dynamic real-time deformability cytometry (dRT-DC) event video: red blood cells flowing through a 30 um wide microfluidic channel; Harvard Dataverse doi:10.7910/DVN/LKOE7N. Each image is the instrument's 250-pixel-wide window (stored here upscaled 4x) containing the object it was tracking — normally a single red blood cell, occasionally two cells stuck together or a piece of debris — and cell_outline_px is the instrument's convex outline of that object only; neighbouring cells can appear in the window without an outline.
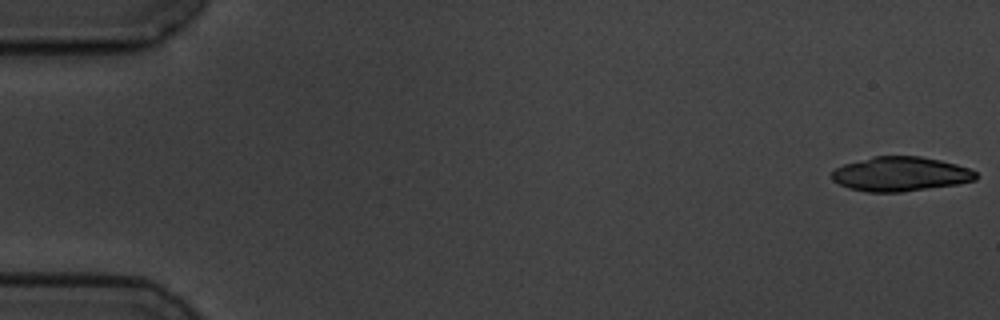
{"species": "common noctule bat (a hibernating species)", "species_latin": "Nyctalus noctula", "temperature_condition": "cold", "stored_images_in_passage": 5, "camera_frame_rate_fps": 3000, "um_per_image_px": 0.085, "animal": {"sex": "male", "body_mass_g": 19.5, "forearm_length_mm": 54.6}, "frame": {"image": 1, "passage_image": 1, "time_ms": 0.0, "image_size_px": [1000, 320], "cell_outline_px": [[976, 180], [956, 184], [904, 192], [864, 192], [848, 188], [832, 180], [832, 172], [836, 168], [844, 164], [872, 156], [920, 156], [940, 160], [956, 164], [968, 168], [976, 172]], "centroid_in_image_um": [76.52, 14.79], "position_along_channel_um": 8.5, "area_um2": 28.9}}